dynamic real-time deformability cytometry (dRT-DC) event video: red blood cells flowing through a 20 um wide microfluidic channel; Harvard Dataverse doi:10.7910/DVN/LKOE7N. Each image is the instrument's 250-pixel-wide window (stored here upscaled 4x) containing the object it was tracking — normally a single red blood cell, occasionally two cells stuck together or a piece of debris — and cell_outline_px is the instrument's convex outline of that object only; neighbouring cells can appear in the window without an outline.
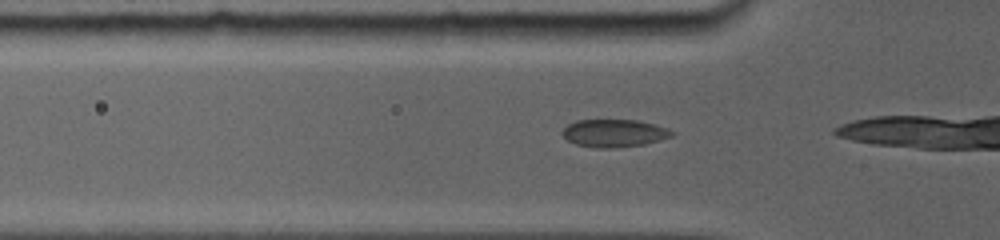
{"species": "common noctule bat (a hibernating species)", "species_latin": "Nyctalus noctula", "temperature_condition": "room temperature", "stored_images_in_passage": 41, "camera_frame_rate_fps": 5000, "um_per_image_px": 0.085, "animal": {"sex": "female", "body_mass_g": 19.0, "forearm_length_mm": 56.7}, "frame": {"image": 1, "passage_image": 4, "time_ms": 0.8, "image_size_px": [1000, 240], "cell_outline_px": [[676, 132], [672, 136], [644, 144], [616, 148], [596, 148], [576, 144], [568, 140], [560, 132], [568, 124], [576, 120], [640, 120], [656, 124], [668, 128]], "centroid_in_image_um": [52.22, 11.31], "position_along_channel_um": 73.6, "area_um2": 17.8}}
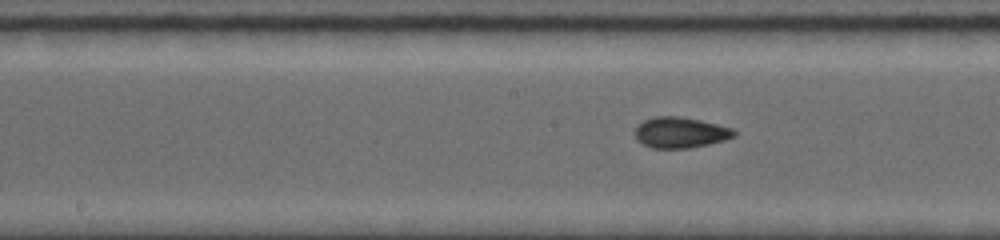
{"frame": {"image": 2, "passage_image": 16, "time_ms": 3.8, "image_size_px": [1000, 240], "cell_outline_px": [[736, 136], [724, 140], [708, 144], [688, 148], [652, 148], [636, 140], [636, 124], [644, 120], [656, 116], [680, 116], [700, 120], [732, 128], [736, 132]], "centroid_in_image_um": [57.82, 11.26], "position_along_channel_um": 190.4, "area_um2": 17.74}}
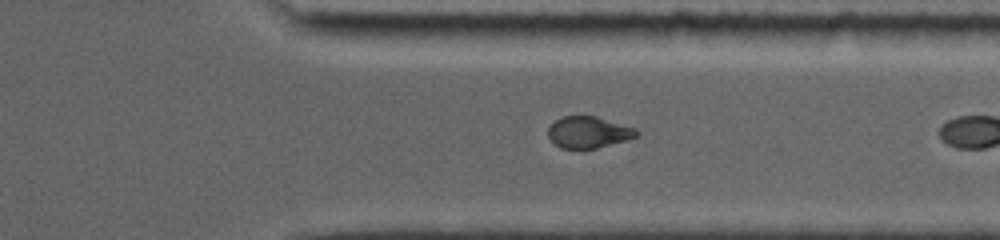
{"frame": {"image": 3, "passage_image": 33, "time_ms": 8.2, "image_size_px": [1000, 240], "cell_outline_px": [[640, 132], [636, 136], [624, 140], [596, 148], [560, 148], [548, 136], [548, 128], [556, 120], [564, 116], [596, 116], [636, 128]], "centroid_in_image_um": [50.02, 11.23], "position_along_channel_um": 361.4, "area_um2": 15.95}, "authors_computed_cell_mechanics": {"area_um2": 17.5134, "velocity_mm_per_s": 3.8941, "shape_relaxation_time_tau1_ms": 5.0472, "shape_relaxation_time_tau2_ms": 1.6388, "deformation_change_tau1": 0.1158, "deformation_change_tau2": 0.0408}}